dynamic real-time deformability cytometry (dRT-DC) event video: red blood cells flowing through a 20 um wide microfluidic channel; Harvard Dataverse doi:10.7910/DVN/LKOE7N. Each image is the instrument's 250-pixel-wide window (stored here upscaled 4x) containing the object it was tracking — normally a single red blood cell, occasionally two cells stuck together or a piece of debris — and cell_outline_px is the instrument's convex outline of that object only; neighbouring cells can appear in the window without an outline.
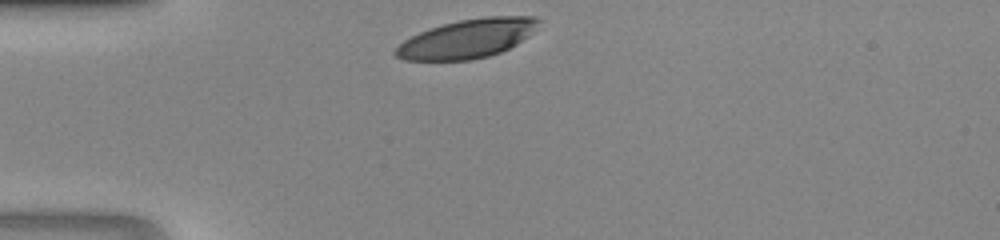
{"species": "human", "species_latin": "Homo sapiens", "temperature_condition": "room temperature", "stored_images_in_passage": 7, "camera_frame_rate_fps": 3000, "um_per_image_px": 0.085, "donor": {"sex": "male"}, "frame": {"image": 1, "passage_image": 1, "time_ms": 0.0, "image_size_px": [1000, 240], "cell_outline_px": [[540, 20], [528, 36], [516, 44], [500, 52], [488, 56], [472, 60], [404, 60], [396, 56], [392, 52], [404, 40], [428, 28], [460, 20], [484, 16], [536, 16]], "centroid_in_image_um": [39.7, 3.28], "position_along_channel_um": 45.3, "area_um2": 32.14}}
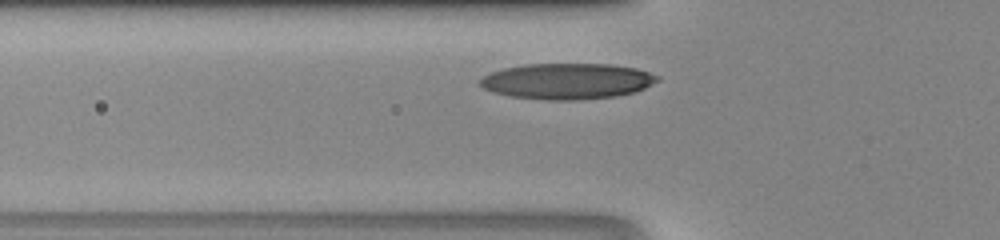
{"frame": {"image": 2, "passage_image": 5, "time_ms": 1.333, "image_size_px": [1000, 240], "cell_outline_px": [[660, 80], [636, 92], [616, 96], [580, 100], [548, 100], [512, 96], [492, 92], [484, 88], [480, 84], [480, 80], [484, 76], [492, 72], [504, 68], [524, 64], [612, 64], [636, 68], [660, 76]], "centroid_in_image_um": [48.25, 6.9], "position_along_channel_um": 77.5, "area_um2": 37.11}}